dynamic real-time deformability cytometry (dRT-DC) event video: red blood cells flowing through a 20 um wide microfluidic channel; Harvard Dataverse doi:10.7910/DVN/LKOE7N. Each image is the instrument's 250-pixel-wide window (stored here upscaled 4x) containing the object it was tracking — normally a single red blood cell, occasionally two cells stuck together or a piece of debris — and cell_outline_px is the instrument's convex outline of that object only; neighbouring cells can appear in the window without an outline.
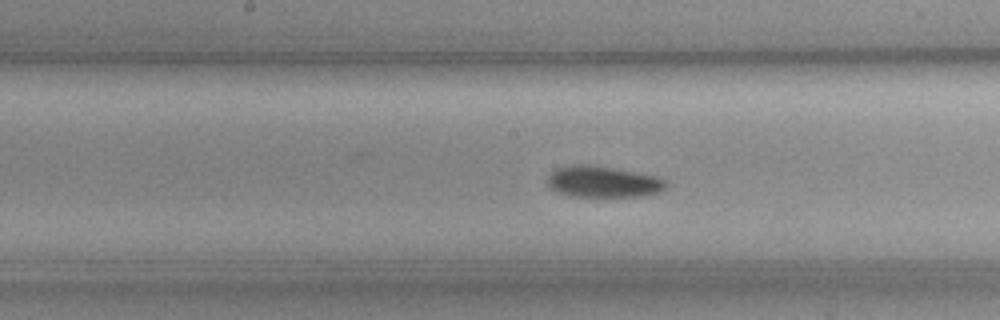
{"species": "common noctule bat (a hibernating species)", "species_latin": "Nyctalus noctula", "temperature_condition": "cold", "stored_images_in_passage": 42, "camera_frame_rate_fps": 3000, "um_per_image_px": 0.085, "animal": {"sex": "female", "body_mass_g": 19.3, "forearm_length_mm": 54.1}, "frame": {"image": 1, "passage_image": 13, "time_ms": 4.0, "image_size_px": [1000, 320], "cell_outline_px": [[668, 184], [660, 192], [644, 196], [564, 196], [548, 188], [544, 180], [556, 168], [572, 164], [596, 164], [656, 176], [668, 180]], "centroid_in_image_um": [51.21, 15.44], "position_along_channel_um": 197.0, "area_um2": 22.25}}
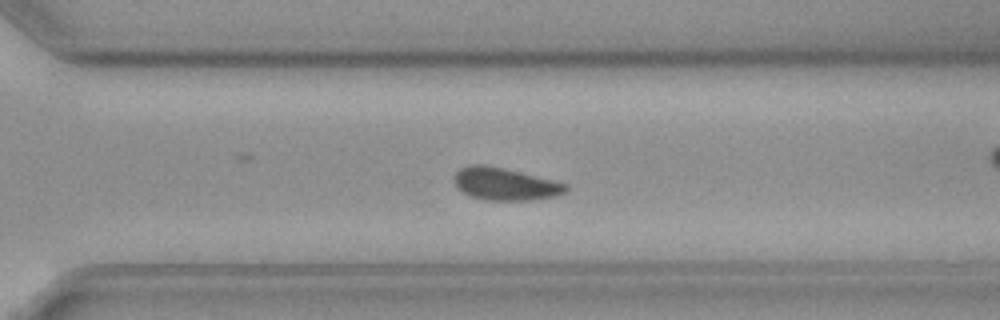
{"frame": {"image": 2, "passage_image": 24, "time_ms": 7.667, "image_size_px": [1000, 320], "cell_outline_px": [[568, 188], [564, 192], [556, 196], [532, 200], [484, 200], [468, 196], [456, 188], [452, 176], [460, 168], [468, 164], [484, 164], [552, 180], [568, 184]], "centroid_in_image_um": [42.85, 15.65], "position_along_channel_um": 327.8, "area_um2": 21.15}}
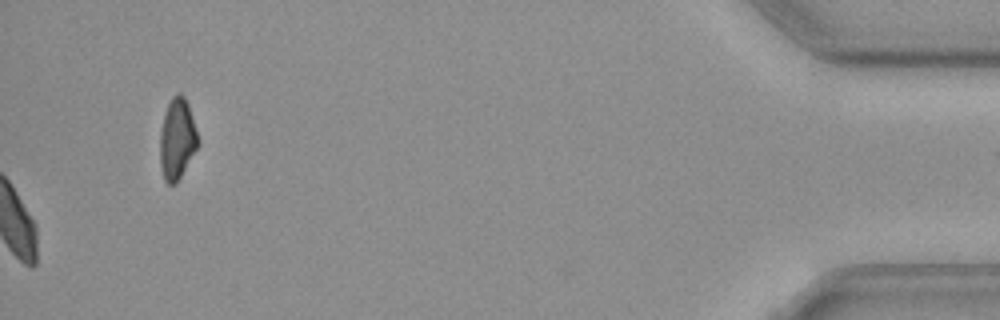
{"frame": {"image": 3, "passage_image": 42, "time_ms": 13.667, "image_size_px": [1000, 320], "cell_outline_px": [[200, 144], [176, 184], [168, 184], [164, 180], [160, 164], [160, 132], [164, 116], [168, 104], [172, 96], [180, 92], [184, 96], [188, 104], [200, 140]], "centroid_in_image_um": [15.07, 11.82], "position_along_channel_um": 420.1, "area_um2": 18.03}, "authors_computed_cell_mechanics": {"area_um2": 21.1837, "velocity_mm_per_s": 3.5731, "shape_relaxation_time_tau1_ms": 3.9786, "shape_relaxation_time_tau2_ms": null, "deformation_change_tau1": 0.0834, "deformation_change_tau2": null}}